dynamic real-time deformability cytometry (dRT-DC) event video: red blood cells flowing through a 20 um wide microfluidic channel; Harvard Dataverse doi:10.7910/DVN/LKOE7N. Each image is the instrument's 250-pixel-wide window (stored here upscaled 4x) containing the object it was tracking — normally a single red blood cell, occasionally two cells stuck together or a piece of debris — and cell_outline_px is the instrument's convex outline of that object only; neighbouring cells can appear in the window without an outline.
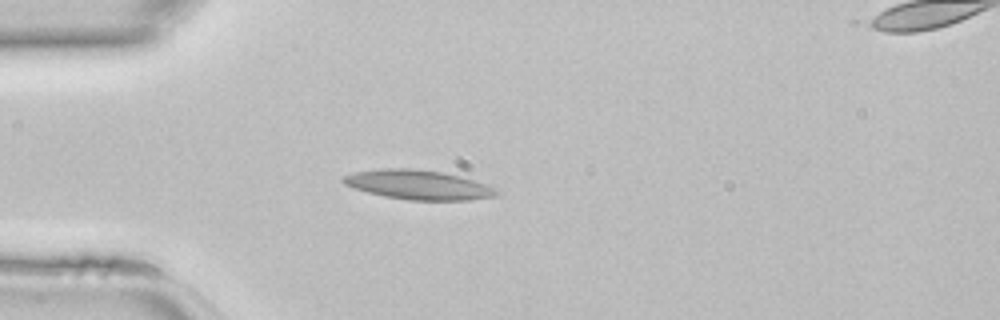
{"species": "common noctule bat (a hibernating species)", "species_latin": "Nyctalus noctula", "temperature_condition": "room temperature", "stored_images_in_passage": 34, "camera_frame_rate_fps": 3000, "um_per_image_px": 0.085, "animal": {"sex": "female", "body_mass_g": 22.7, "forearm_length_mm": 54.2}, "frame": {"image": 1, "passage_image": 1, "time_ms": 0.0, "image_size_px": [1000, 320], "cell_outline_px": [[500, 192], [496, 196], [468, 200], [408, 200], [384, 196], [352, 188], [344, 184], [340, 180], [340, 176], [356, 172], [384, 168], [408, 168], [440, 172], [472, 180], [496, 188]], "centroid_in_image_um": [35.49, 15.71], "position_along_channel_um": 49.5, "area_um2": 26.07}}
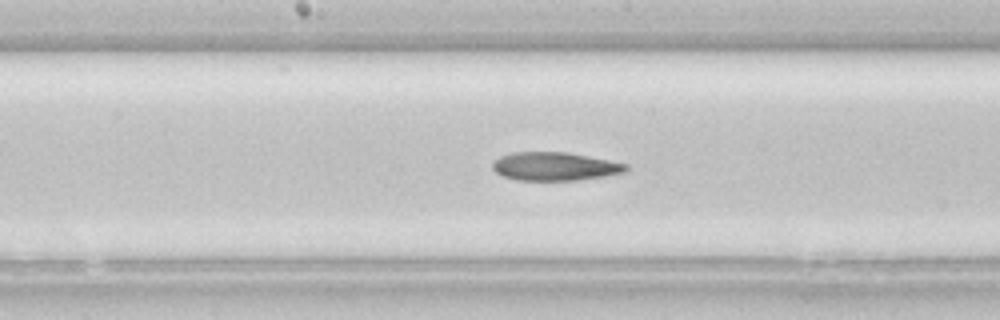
{"frame": {"image": 2, "passage_image": 12, "time_ms": 3.667, "image_size_px": [1000, 320], "cell_outline_px": [[628, 168], [624, 172], [604, 176], [580, 180], [516, 180], [504, 176], [496, 172], [492, 168], [492, 160], [500, 156], [512, 152], [564, 152], [608, 160], [628, 164]], "centroid_in_image_um": [47.11, 14.14], "position_along_channel_um": 201.1, "area_um2": 21.96}}
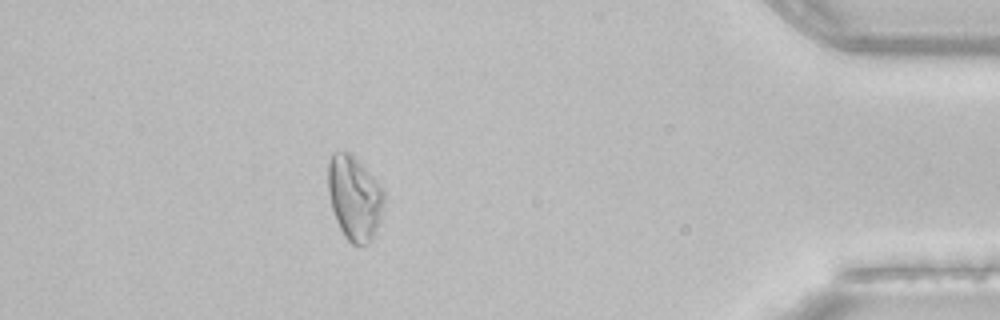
{"frame": {"image": 3, "passage_image": 29, "time_ms": 9.333, "image_size_px": [1000, 320], "cell_outline_px": [[384, 200], [380, 216], [372, 240], [364, 244], [352, 244], [344, 236], [336, 220], [332, 208], [328, 192], [328, 164], [332, 152], [352, 152], [376, 180], [384, 192]], "centroid_in_image_um": [30.1, 16.78], "position_along_channel_um": 405.1, "area_um2": 27.28}}